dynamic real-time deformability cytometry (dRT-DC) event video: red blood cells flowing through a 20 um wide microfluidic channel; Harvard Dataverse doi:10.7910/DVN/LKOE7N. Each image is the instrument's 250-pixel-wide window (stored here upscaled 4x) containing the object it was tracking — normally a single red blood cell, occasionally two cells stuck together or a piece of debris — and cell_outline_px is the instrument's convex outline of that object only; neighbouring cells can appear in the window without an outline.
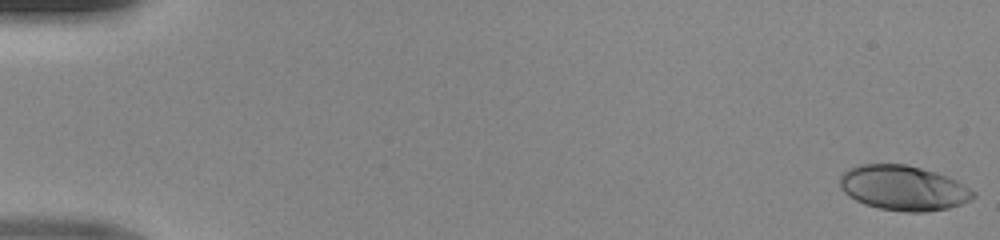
{"species": "human", "species_latin": "Homo sapiens", "temperature_condition": "room temperature", "stored_images_in_passage": 49, "camera_frame_rate_fps": 3000, "um_per_image_px": 0.085, "donor": {"sex": "male"}, "frame": {"image": 1, "passage_image": 1, "time_ms": 0.0, "image_size_px": [1000, 240], "cell_outline_px": [[976, 196], [960, 204], [948, 208], [924, 212], [904, 212], [880, 208], [864, 204], [848, 196], [840, 188], [840, 176], [848, 168], [860, 164], [904, 164], [936, 172], [956, 180], [964, 184], [976, 192]], "centroid_in_image_um": [76.77, 15.97], "position_along_channel_um": 8.2, "area_um2": 34.91}}
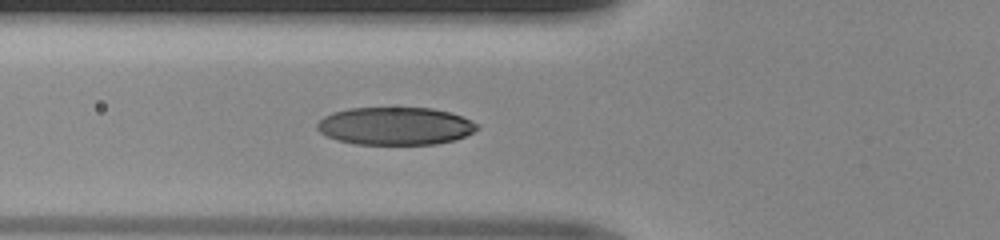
{"frame": {"image": 2, "passage_image": 19, "time_ms": 6.0, "image_size_px": [1000, 240], "cell_outline_px": [[480, 128], [456, 140], [436, 144], [352, 144], [336, 140], [320, 132], [316, 128], [316, 124], [324, 116], [332, 112], [348, 108], [432, 108], [448, 112], [460, 116], [480, 124]], "centroid_in_image_um": [33.58, 10.71], "position_along_channel_um": 92.2, "area_um2": 35.32}}
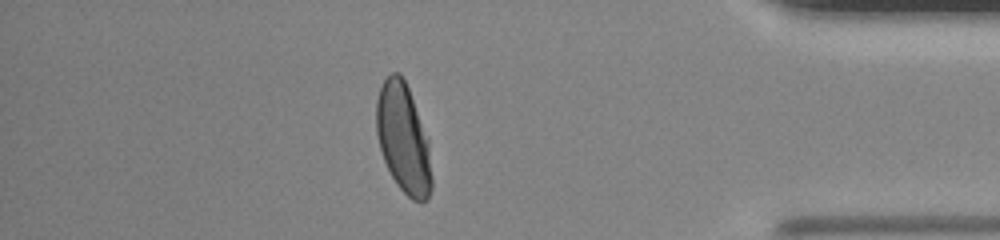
{"frame": {"image": 3, "passage_image": 43, "time_ms": 14.0, "image_size_px": [1000, 240], "cell_outline_px": [[432, 188], [428, 200], [412, 200], [396, 184], [384, 160], [380, 148], [376, 132], [376, 100], [380, 88], [384, 80], [392, 72], [400, 72], [408, 88], [428, 140], [432, 180]], "centroid_in_image_um": [34.27, 11.78], "position_along_channel_um": 400.9, "area_um2": 34.91}}